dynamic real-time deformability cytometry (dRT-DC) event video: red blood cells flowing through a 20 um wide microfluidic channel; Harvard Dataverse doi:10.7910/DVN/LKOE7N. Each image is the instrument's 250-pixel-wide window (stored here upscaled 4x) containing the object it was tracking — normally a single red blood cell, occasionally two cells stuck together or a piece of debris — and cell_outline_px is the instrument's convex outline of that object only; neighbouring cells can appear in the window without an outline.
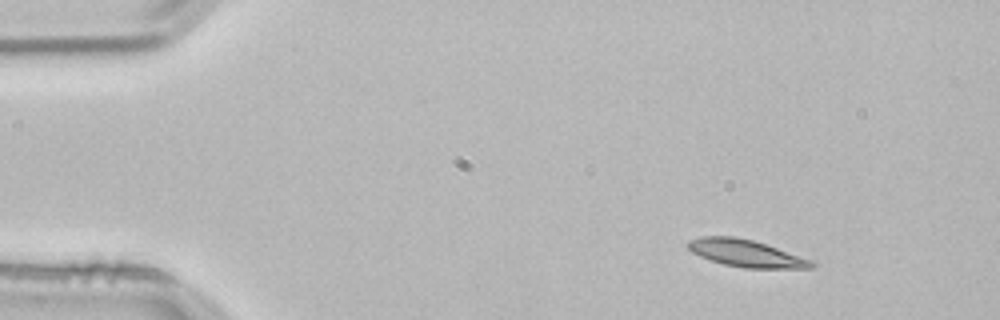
{"species": "common noctule bat (a hibernating species)", "species_latin": "Nyctalus noctula", "temperature_condition": "room temperature", "stored_images_in_passage": 2, "camera_frame_rate_fps": 3000, "um_per_image_px": 0.085, "animal": {"sex": "male", "body_mass_g": 21.5, "forearm_length_mm": 52.0}, "frame": {"image": 1, "passage_image": 1, "time_ms": 0.0, "image_size_px": [1000, 320], "cell_outline_px": [[816, 264], [812, 268], [744, 268], [724, 264], [700, 256], [692, 252], [684, 244], [688, 240], [700, 236], [736, 236], [752, 240], [816, 260]], "centroid_in_image_um": [63.43, 21.52], "position_along_channel_um": 21.6, "area_um2": 19.77}}